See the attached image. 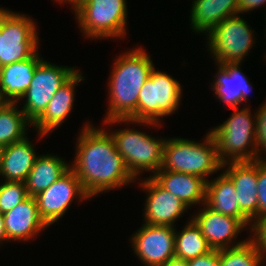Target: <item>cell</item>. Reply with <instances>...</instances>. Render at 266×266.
<instances>
[{
  "instance_id": "cell-7",
  "label": "cell",
  "mask_w": 266,
  "mask_h": 266,
  "mask_svg": "<svg viewBox=\"0 0 266 266\" xmlns=\"http://www.w3.org/2000/svg\"><path fill=\"white\" fill-rule=\"evenodd\" d=\"M116 148L124 159L132 176L137 179L141 172L151 171L154 175L162 165L165 139H158L140 130L121 129L110 132Z\"/></svg>"
},
{
  "instance_id": "cell-35",
  "label": "cell",
  "mask_w": 266,
  "mask_h": 266,
  "mask_svg": "<svg viewBox=\"0 0 266 266\" xmlns=\"http://www.w3.org/2000/svg\"><path fill=\"white\" fill-rule=\"evenodd\" d=\"M162 266H188V263L187 261L173 258L169 260L167 263L163 264Z\"/></svg>"
},
{
  "instance_id": "cell-29",
  "label": "cell",
  "mask_w": 266,
  "mask_h": 266,
  "mask_svg": "<svg viewBox=\"0 0 266 266\" xmlns=\"http://www.w3.org/2000/svg\"><path fill=\"white\" fill-rule=\"evenodd\" d=\"M256 113V147H257V160H264L261 157L264 153L266 155V101L258 108ZM263 151V153H261Z\"/></svg>"
},
{
  "instance_id": "cell-34",
  "label": "cell",
  "mask_w": 266,
  "mask_h": 266,
  "mask_svg": "<svg viewBox=\"0 0 266 266\" xmlns=\"http://www.w3.org/2000/svg\"><path fill=\"white\" fill-rule=\"evenodd\" d=\"M3 241H7L6 231L4 227V218L3 214L0 213V243L2 244Z\"/></svg>"
},
{
  "instance_id": "cell-15",
  "label": "cell",
  "mask_w": 266,
  "mask_h": 266,
  "mask_svg": "<svg viewBox=\"0 0 266 266\" xmlns=\"http://www.w3.org/2000/svg\"><path fill=\"white\" fill-rule=\"evenodd\" d=\"M225 167L223 173L235 187L240 210L253 222L258 217V160L227 162L222 164Z\"/></svg>"
},
{
  "instance_id": "cell-39",
  "label": "cell",
  "mask_w": 266,
  "mask_h": 266,
  "mask_svg": "<svg viewBox=\"0 0 266 266\" xmlns=\"http://www.w3.org/2000/svg\"><path fill=\"white\" fill-rule=\"evenodd\" d=\"M1 151H2V147L0 146V160H1Z\"/></svg>"
},
{
  "instance_id": "cell-36",
  "label": "cell",
  "mask_w": 266,
  "mask_h": 266,
  "mask_svg": "<svg viewBox=\"0 0 266 266\" xmlns=\"http://www.w3.org/2000/svg\"><path fill=\"white\" fill-rule=\"evenodd\" d=\"M56 2L58 1L59 3H65L68 2L69 4L72 3V8L75 11L83 2L84 0H55Z\"/></svg>"
},
{
  "instance_id": "cell-37",
  "label": "cell",
  "mask_w": 266,
  "mask_h": 266,
  "mask_svg": "<svg viewBox=\"0 0 266 266\" xmlns=\"http://www.w3.org/2000/svg\"><path fill=\"white\" fill-rule=\"evenodd\" d=\"M2 32V8H0V36Z\"/></svg>"
},
{
  "instance_id": "cell-5",
  "label": "cell",
  "mask_w": 266,
  "mask_h": 266,
  "mask_svg": "<svg viewBox=\"0 0 266 266\" xmlns=\"http://www.w3.org/2000/svg\"><path fill=\"white\" fill-rule=\"evenodd\" d=\"M233 110L224 123L210 129L216 141L217 157L222 164L256 161V115L252 117L250 109L245 105L240 110Z\"/></svg>"
},
{
  "instance_id": "cell-11",
  "label": "cell",
  "mask_w": 266,
  "mask_h": 266,
  "mask_svg": "<svg viewBox=\"0 0 266 266\" xmlns=\"http://www.w3.org/2000/svg\"><path fill=\"white\" fill-rule=\"evenodd\" d=\"M34 197L40 217L48 226L54 224L65 215L76 197L80 198V201L89 200L90 198L71 168L47 189Z\"/></svg>"
},
{
  "instance_id": "cell-12",
  "label": "cell",
  "mask_w": 266,
  "mask_h": 266,
  "mask_svg": "<svg viewBox=\"0 0 266 266\" xmlns=\"http://www.w3.org/2000/svg\"><path fill=\"white\" fill-rule=\"evenodd\" d=\"M175 228L144 223L131 238L134 253L145 266H162L175 258Z\"/></svg>"
},
{
  "instance_id": "cell-30",
  "label": "cell",
  "mask_w": 266,
  "mask_h": 266,
  "mask_svg": "<svg viewBox=\"0 0 266 266\" xmlns=\"http://www.w3.org/2000/svg\"><path fill=\"white\" fill-rule=\"evenodd\" d=\"M248 228L253 232V237L249 239L266 258V214L257 217Z\"/></svg>"
},
{
  "instance_id": "cell-31",
  "label": "cell",
  "mask_w": 266,
  "mask_h": 266,
  "mask_svg": "<svg viewBox=\"0 0 266 266\" xmlns=\"http://www.w3.org/2000/svg\"><path fill=\"white\" fill-rule=\"evenodd\" d=\"M258 217L266 214V159L258 160Z\"/></svg>"
},
{
  "instance_id": "cell-32",
  "label": "cell",
  "mask_w": 266,
  "mask_h": 266,
  "mask_svg": "<svg viewBox=\"0 0 266 266\" xmlns=\"http://www.w3.org/2000/svg\"><path fill=\"white\" fill-rule=\"evenodd\" d=\"M188 266H219V250L212 249L205 255L187 261Z\"/></svg>"
},
{
  "instance_id": "cell-10",
  "label": "cell",
  "mask_w": 266,
  "mask_h": 266,
  "mask_svg": "<svg viewBox=\"0 0 266 266\" xmlns=\"http://www.w3.org/2000/svg\"><path fill=\"white\" fill-rule=\"evenodd\" d=\"M77 71V68L58 66L44 59L39 62L29 88L20 98L21 100L26 99L21 110L32 124L43 114L59 88Z\"/></svg>"
},
{
  "instance_id": "cell-6",
  "label": "cell",
  "mask_w": 266,
  "mask_h": 266,
  "mask_svg": "<svg viewBox=\"0 0 266 266\" xmlns=\"http://www.w3.org/2000/svg\"><path fill=\"white\" fill-rule=\"evenodd\" d=\"M74 12L87 38L121 39L126 35V0H84Z\"/></svg>"
},
{
  "instance_id": "cell-8",
  "label": "cell",
  "mask_w": 266,
  "mask_h": 266,
  "mask_svg": "<svg viewBox=\"0 0 266 266\" xmlns=\"http://www.w3.org/2000/svg\"><path fill=\"white\" fill-rule=\"evenodd\" d=\"M254 32L239 14L226 18L207 34L208 51L217 64H241L255 44Z\"/></svg>"
},
{
  "instance_id": "cell-19",
  "label": "cell",
  "mask_w": 266,
  "mask_h": 266,
  "mask_svg": "<svg viewBox=\"0 0 266 266\" xmlns=\"http://www.w3.org/2000/svg\"><path fill=\"white\" fill-rule=\"evenodd\" d=\"M38 51L30 58L0 67V93L9 103H19L30 86L35 68L43 59Z\"/></svg>"
},
{
  "instance_id": "cell-9",
  "label": "cell",
  "mask_w": 266,
  "mask_h": 266,
  "mask_svg": "<svg viewBox=\"0 0 266 266\" xmlns=\"http://www.w3.org/2000/svg\"><path fill=\"white\" fill-rule=\"evenodd\" d=\"M29 16L2 8L0 67L26 60L38 50L36 24Z\"/></svg>"
},
{
  "instance_id": "cell-20",
  "label": "cell",
  "mask_w": 266,
  "mask_h": 266,
  "mask_svg": "<svg viewBox=\"0 0 266 266\" xmlns=\"http://www.w3.org/2000/svg\"><path fill=\"white\" fill-rule=\"evenodd\" d=\"M151 177L188 207L199 203L204 205L207 181L202 177L173 171H157Z\"/></svg>"
},
{
  "instance_id": "cell-23",
  "label": "cell",
  "mask_w": 266,
  "mask_h": 266,
  "mask_svg": "<svg viewBox=\"0 0 266 266\" xmlns=\"http://www.w3.org/2000/svg\"><path fill=\"white\" fill-rule=\"evenodd\" d=\"M205 204L215 212L239 219L246 227L252 224L240 210L235 187L223 172L214 180L207 181Z\"/></svg>"
},
{
  "instance_id": "cell-14",
  "label": "cell",
  "mask_w": 266,
  "mask_h": 266,
  "mask_svg": "<svg viewBox=\"0 0 266 266\" xmlns=\"http://www.w3.org/2000/svg\"><path fill=\"white\" fill-rule=\"evenodd\" d=\"M192 219L200 227L201 233L206 238L212 249L220 250L232 248L244 244L249 238L242 242L232 244L241 230L247 228L239 219L223 215L210 209L205 203ZM232 244V245H230Z\"/></svg>"
},
{
  "instance_id": "cell-24",
  "label": "cell",
  "mask_w": 266,
  "mask_h": 266,
  "mask_svg": "<svg viewBox=\"0 0 266 266\" xmlns=\"http://www.w3.org/2000/svg\"><path fill=\"white\" fill-rule=\"evenodd\" d=\"M70 165L56 155L46 154L37 157L25 181L28 196H36L57 181Z\"/></svg>"
},
{
  "instance_id": "cell-16",
  "label": "cell",
  "mask_w": 266,
  "mask_h": 266,
  "mask_svg": "<svg viewBox=\"0 0 266 266\" xmlns=\"http://www.w3.org/2000/svg\"><path fill=\"white\" fill-rule=\"evenodd\" d=\"M7 241H28L49 227L40 217L35 197L28 196L3 214Z\"/></svg>"
},
{
  "instance_id": "cell-1",
  "label": "cell",
  "mask_w": 266,
  "mask_h": 266,
  "mask_svg": "<svg viewBox=\"0 0 266 266\" xmlns=\"http://www.w3.org/2000/svg\"><path fill=\"white\" fill-rule=\"evenodd\" d=\"M87 123L77 139L76 157L70 166L86 194L93 198L103 191L134 183L111 134Z\"/></svg>"
},
{
  "instance_id": "cell-26",
  "label": "cell",
  "mask_w": 266,
  "mask_h": 266,
  "mask_svg": "<svg viewBox=\"0 0 266 266\" xmlns=\"http://www.w3.org/2000/svg\"><path fill=\"white\" fill-rule=\"evenodd\" d=\"M16 106L17 103L6 102L0 108V146L2 148L24 139L28 133L27 127L32 125L23 111Z\"/></svg>"
},
{
  "instance_id": "cell-18",
  "label": "cell",
  "mask_w": 266,
  "mask_h": 266,
  "mask_svg": "<svg viewBox=\"0 0 266 266\" xmlns=\"http://www.w3.org/2000/svg\"><path fill=\"white\" fill-rule=\"evenodd\" d=\"M218 72L214 79L213 91L228 108H238L248 101L251 84L247 76L241 73L240 63L216 64Z\"/></svg>"
},
{
  "instance_id": "cell-2",
  "label": "cell",
  "mask_w": 266,
  "mask_h": 266,
  "mask_svg": "<svg viewBox=\"0 0 266 266\" xmlns=\"http://www.w3.org/2000/svg\"><path fill=\"white\" fill-rule=\"evenodd\" d=\"M153 68V61L142 47L117 56L109 77V107L104 121L131 119L137 122L140 90Z\"/></svg>"
},
{
  "instance_id": "cell-21",
  "label": "cell",
  "mask_w": 266,
  "mask_h": 266,
  "mask_svg": "<svg viewBox=\"0 0 266 266\" xmlns=\"http://www.w3.org/2000/svg\"><path fill=\"white\" fill-rule=\"evenodd\" d=\"M37 157L27 137L5 146L1 151L0 175L5 181L25 182Z\"/></svg>"
},
{
  "instance_id": "cell-38",
  "label": "cell",
  "mask_w": 266,
  "mask_h": 266,
  "mask_svg": "<svg viewBox=\"0 0 266 266\" xmlns=\"http://www.w3.org/2000/svg\"><path fill=\"white\" fill-rule=\"evenodd\" d=\"M6 103V101L2 98L0 93V108Z\"/></svg>"
},
{
  "instance_id": "cell-13",
  "label": "cell",
  "mask_w": 266,
  "mask_h": 266,
  "mask_svg": "<svg viewBox=\"0 0 266 266\" xmlns=\"http://www.w3.org/2000/svg\"><path fill=\"white\" fill-rule=\"evenodd\" d=\"M146 190L147 198L144 209L145 223L158 226H174V222L189 208L174 194L162 188L151 176L140 183Z\"/></svg>"
},
{
  "instance_id": "cell-17",
  "label": "cell",
  "mask_w": 266,
  "mask_h": 266,
  "mask_svg": "<svg viewBox=\"0 0 266 266\" xmlns=\"http://www.w3.org/2000/svg\"><path fill=\"white\" fill-rule=\"evenodd\" d=\"M78 70L59 90L48 103L43 114L32 124L38 130L40 137L47 136L59 127L68 118L73 109L75 86L84 80L83 74Z\"/></svg>"
},
{
  "instance_id": "cell-25",
  "label": "cell",
  "mask_w": 266,
  "mask_h": 266,
  "mask_svg": "<svg viewBox=\"0 0 266 266\" xmlns=\"http://www.w3.org/2000/svg\"><path fill=\"white\" fill-rule=\"evenodd\" d=\"M182 229L181 232L175 231V258L188 261L212 250L192 218Z\"/></svg>"
},
{
  "instance_id": "cell-3",
  "label": "cell",
  "mask_w": 266,
  "mask_h": 266,
  "mask_svg": "<svg viewBox=\"0 0 266 266\" xmlns=\"http://www.w3.org/2000/svg\"><path fill=\"white\" fill-rule=\"evenodd\" d=\"M182 87L180 83L166 72L152 69L149 78L142 86L138 98L137 122L131 119H111L106 124L136 123L159 126L160 117L174 114L180 105ZM160 120V121H159ZM143 123V124H142Z\"/></svg>"
},
{
  "instance_id": "cell-4",
  "label": "cell",
  "mask_w": 266,
  "mask_h": 266,
  "mask_svg": "<svg viewBox=\"0 0 266 266\" xmlns=\"http://www.w3.org/2000/svg\"><path fill=\"white\" fill-rule=\"evenodd\" d=\"M222 169L217 157L216 141L208 132L204 142L183 138L166 139L163 160L158 171H173L200 176L208 181L210 174Z\"/></svg>"
},
{
  "instance_id": "cell-33",
  "label": "cell",
  "mask_w": 266,
  "mask_h": 266,
  "mask_svg": "<svg viewBox=\"0 0 266 266\" xmlns=\"http://www.w3.org/2000/svg\"><path fill=\"white\" fill-rule=\"evenodd\" d=\"M266 3V0H239L238 9L239 14H244V12L252 11L257 7H261Z\"/></svg>"
},
{
  "instance_id": "cell-28",
  "label": "cell",
  "mask_w": 266,
  "mask_h": 266,
  "mask_svg": "<svg viewBox=\"0 0 266 266\" xmlns=\"http://www.w3.org/2000/svg\"><path fill=\"white\" fill-rule=\"evenodd\" d=\"M28 197L25 182L4 181L0 183V213L12 210Z\"/></svg>"
},
{
  "instance_id": "cell-22",
  "label": "cell",
  "mask_w": 266,
  "mask_h": 266,
  "mask_svg": "<svg viewBox=\"0 0 266 266\" xmlns=\"http://www.w3.org/2000/svg\"><path fill=\"white\" fill-rule=\"evenodd\" d=\"M239 0H194L190 22L195 33L206 35L226 18L239 14Z\"/></svg>"
},
{
  "instance_id": "cell-27",
  "label": "cell",
  "mask_w": 266,
  "mask_h": 266,
  "mask_svg": "<svg viewBox=\"0 0 266 266\" xmlns=\"http://www.w3.org/2000/svg\"><path fill=\"white\" fill-rule=\"evenodd\" d=\"M263 263L265 258L250 239L242 245L219 250V266H262Z\"/></svg>"
}]
</instances>
